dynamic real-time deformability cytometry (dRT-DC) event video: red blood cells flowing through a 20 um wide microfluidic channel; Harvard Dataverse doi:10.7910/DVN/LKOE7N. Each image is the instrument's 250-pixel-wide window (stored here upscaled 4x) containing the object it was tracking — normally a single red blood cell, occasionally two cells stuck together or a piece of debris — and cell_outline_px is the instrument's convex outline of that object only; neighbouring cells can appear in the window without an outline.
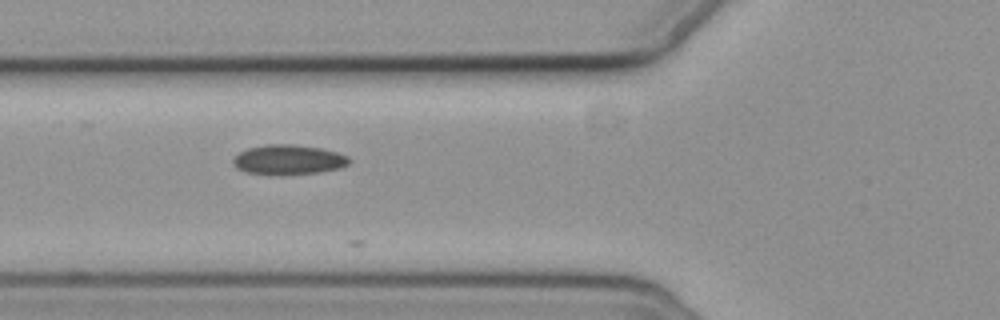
{"species": "common noctule bat (a hibernating species)", "species_latin": "Nyctalus noctula", "temperature_condition": "cold", "stored_images_in_passage": 4, "camera_frame_rate_fps": 3000, "um_per_image_px": 0.085, "animal": {"sex": "female", "body_mass_g": 19.3, "forearm_length_mm": 54.1}, "frame": {"image": 1, "passage_image": 3, "time_ms": 2.333, "image_size_px": [1000, 320], "cell_outline_px": [[352, 160], [348, 164], [340, 168], [320, 172], [284, 176], [272, 176], [244, 172], [236, 168], [232, 164], [232, 160], [240, 152], [248, 148], [268, 144], [292, 144], [320, 148], [336, 152], [348, 156]], "centroid_in_image_um": [24.49, 13.6], "position_along_channel_um": 101.3, "area_um2": 20.63}}